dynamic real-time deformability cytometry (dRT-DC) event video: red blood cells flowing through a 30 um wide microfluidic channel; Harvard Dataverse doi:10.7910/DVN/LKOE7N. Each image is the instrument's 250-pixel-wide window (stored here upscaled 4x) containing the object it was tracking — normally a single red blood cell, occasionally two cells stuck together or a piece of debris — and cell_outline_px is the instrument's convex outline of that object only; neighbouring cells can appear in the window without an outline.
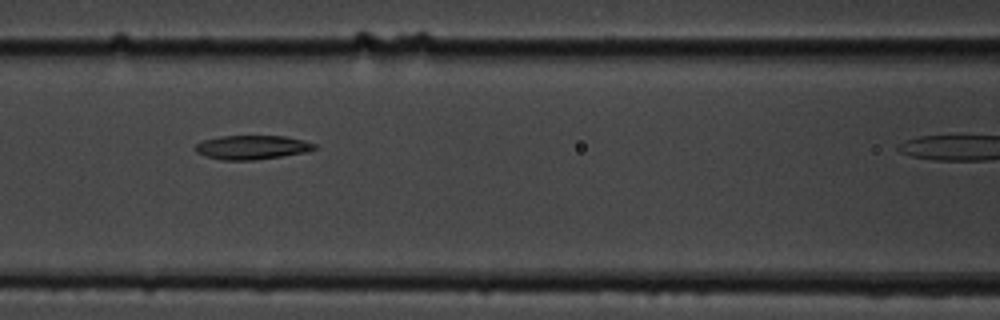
{"species": "common noctule bat (a hibernating species)", "species_latin": "Nyctalus noctula", "temperature_condition": "cold", "stored_images_in_passage": 5, "segment_of_instrument_passage": [1, 2], "camera_frame_rate_fps": 3000, "um_per_image_px": 0.085, "animal": {"sex": "male", "body_mass_g": 19.5, "forearm_length_mm": 54.6}, "frame": {"image": 1, "passage_image": 3, "time_ms": 2.333, "image_size_px": [1000, 320], "cell_outline_px": [[316, 148], [308, 152], [256, 160], [224, 160], [204, 156], [196, 152], [192, 148], [196, 144], [204, 140], [220, 136], [284, 136], [304, 140], [316, 144]], "centroid_in_image_um": [21.41, 12.52], "position_along_channel_um": 145.2, "area_um2": 16.82}}
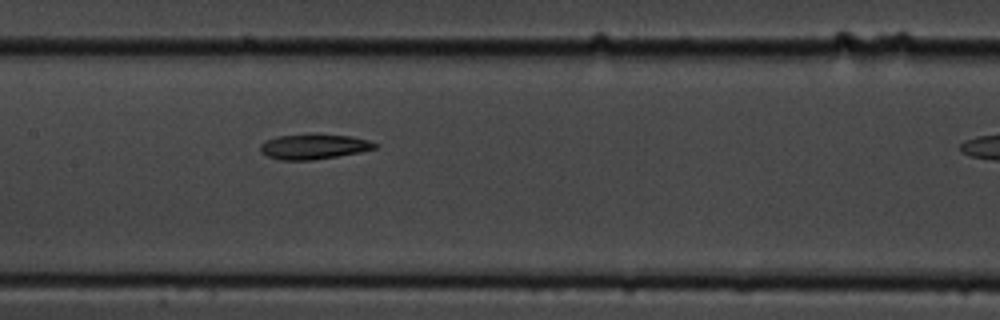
{"frame": {"image": 2, "passage_image": 4, "time_ms": 3.333, "image_size_px": [1000, 320], "cell_outline_px": [[376, 148], [360, 152], [312, 160], [280, 160], [268, 156], [260, 152], [260, 144], [264, 140], [276, 136], [312, 132], [316, 132], [352, 136], [368, 140], [376, 144]], "centroid_in_image_um": [26.62, 12.42], "position_along_channel_um": 180.8, "area_um2": 17.28}}